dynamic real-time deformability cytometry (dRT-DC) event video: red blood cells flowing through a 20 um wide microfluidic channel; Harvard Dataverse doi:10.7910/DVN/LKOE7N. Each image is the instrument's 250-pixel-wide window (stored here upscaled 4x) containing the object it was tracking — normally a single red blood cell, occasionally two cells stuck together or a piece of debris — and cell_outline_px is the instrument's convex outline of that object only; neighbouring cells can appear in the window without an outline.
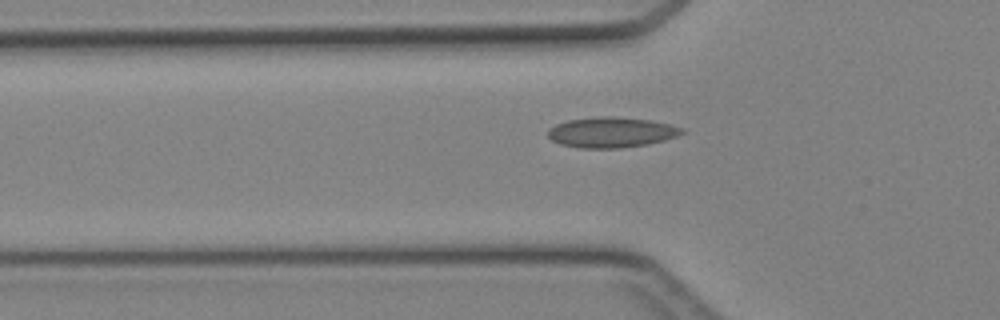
{"species": "Egyptian fruit bat (a non-hibernating species)", "species_latin": "Rousettus aegyptiacus", "temperature_condition": "cold", "stored_images_in_passage": 36, "camera_frame_rate_fps": 3000, "um_per_image_px": 0.085, "animal": {"sex": "female"}, "frame": {"image": 1, "passage_image": 11, "time_ms": 3.333, "image_size_px": [1000, 320], "cell_outline_px": [[684, 132], [676, 136], [664, 140], [648, 144], [620, 148], [580, 148], [560, 144], [552, 140], [548, 136], [548, 128], [556, 124], [568, 120], [600, 116], [612, 116], [652, 120], [672, 124], [684, 128]], "centroid_in_image_um": [51.98, 11.24], "position_along_channel_um": 73.8, "area_um2": 23.87}}
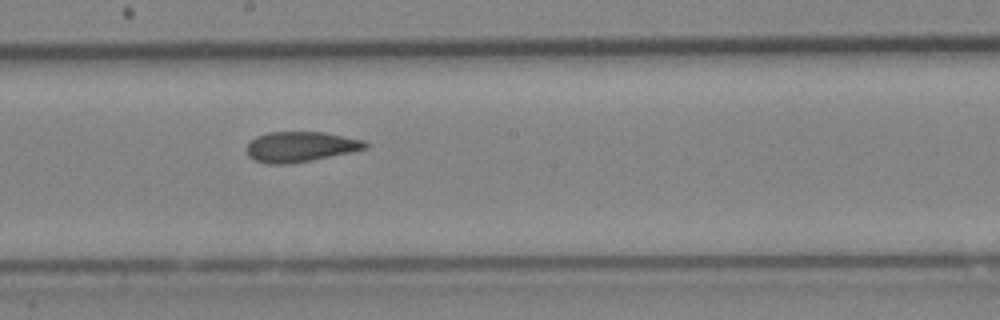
{"frame": {"image": 2, "passage_image": 21, "time_ms": 6.667, "image_size_px": [1000, 320], "cell_outline_px": [[368, 148], [312, 160], [288, 164], [268, 164], [256, 160], [248, 156], [248, 144], [256, 136], [268, 132], [324, 132], [364, 140], [368, 144]], "centroid_in_image_um": [25.55, 12.47], "position_along_channel_um": 222.7, "area_um2": 20.75}}
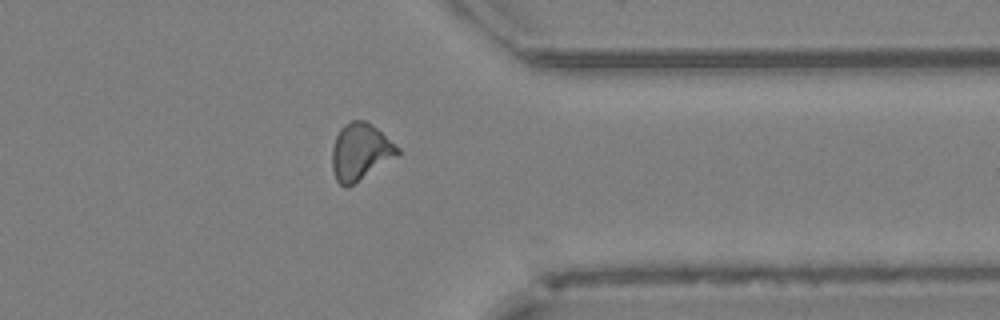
{"frame": {"image": 3, "passage_image": 32, "time_ms": 10.333, "image_size_px": [1000, 320], "cell_outline_px": [[400, 156], [352, 184], [344, 188], [336, 180], [332, 168], [332, 148], [336, 136], [340, 128], [344, 124], [352, 120], [364, 120], [376, 128], [400, 148]], "centroid_in_image_um": [30.64, 12.9], "position_along_channel_um": 380.8, "area_um2": 21.68}}